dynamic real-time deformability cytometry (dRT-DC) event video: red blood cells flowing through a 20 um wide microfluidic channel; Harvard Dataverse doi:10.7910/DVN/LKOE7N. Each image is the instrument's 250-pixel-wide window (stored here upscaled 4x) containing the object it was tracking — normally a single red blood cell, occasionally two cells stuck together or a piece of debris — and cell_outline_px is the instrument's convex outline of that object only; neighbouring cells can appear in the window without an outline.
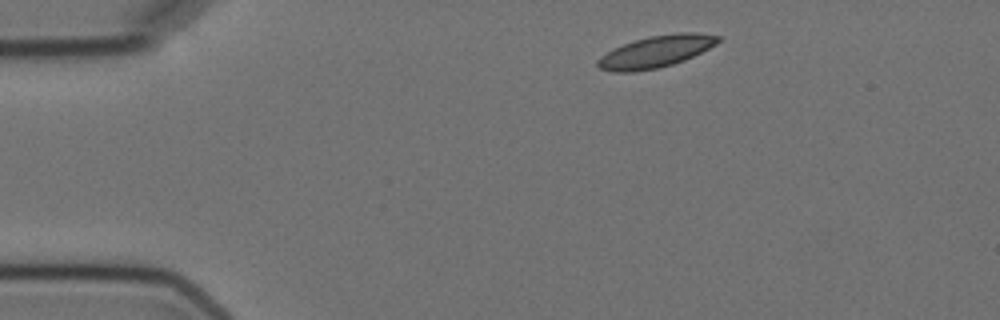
{"species": "Egyptian fruit bat (a non-hibernating species)", "species_latin": "Rousettus aegyptiacus", "temperature_condition": "cold", "stored_images_in_passage": 2, "camera_frame_rate_fps": 3000, "um_per_image_px": 0.085, "animal": {"sex": "female"}, "frame": {"image": 1, "passage_image": 1, "time_ms": 0.0, "image_size_px": [1000, 320], "cell_outline_px": [[720, 40], [716, 44], [684, 60], [660, 68], [632, 72], [616, 72], [600, 68], [596, 64], [596, 60], [600, 56], [612, 48], [648, 36], [676, 32], [696, 32], [720, 36]], "centroid_in_image_um": [55.73, 4.38], "position_along_channel_um": 29.3, "area_um2": 22.31}}